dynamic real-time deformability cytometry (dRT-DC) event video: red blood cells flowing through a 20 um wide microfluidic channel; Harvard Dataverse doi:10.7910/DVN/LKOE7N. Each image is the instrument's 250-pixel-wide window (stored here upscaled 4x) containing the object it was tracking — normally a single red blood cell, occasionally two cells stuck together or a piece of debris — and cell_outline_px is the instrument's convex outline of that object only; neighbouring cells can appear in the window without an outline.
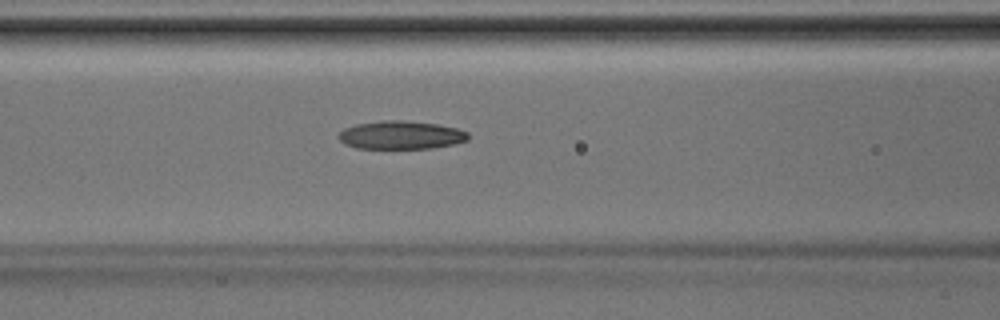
{"species": "Egyptian fruit bat (a non-hibernating species)", "species_latin": "Rousettus aegyptiacus", "temperature_condition": "room temperature", "stored_images_in_passage": 26, "camera_frame_rate_fps": 3000, "um_per_image_px": 0.085, "animal": {"sex": "male"}, "frame": {"image": 1, "passage_image": 6, "time_ms": 1.667, "image_size_px": [1000, 320], "cell_outline_px": [[468, 140], [452, 144], [432, 148], [356, 148], [344, 144], [336, 136], [344, 128], [356, 124], [380, 120], [404, 120], [436, 124], [456, 128], [468, 132]], "centroid_in_image_um": [34.04, 11.47], "position_along_channel_um": 132.6, "area_um2": 21.33}}
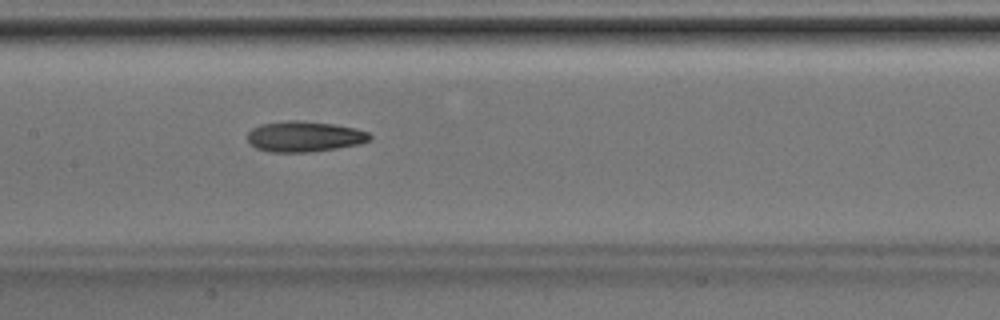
{"frame": {"image": 2, "passage_image": 9, "time_ms": 2.667, "image_size_px": [1000, 320], "cell_outline_px": [[372, 136], [368, 140], [360, 144], [336, 148], [308, 152], [268, 152], [256, 148], [248, 140], [248, 132], [252, 128], [260, 124], [288, 120], [300, 120], [332, 124], [356, 128], [368, 132]], "centroid_in_image_um": [25.86, 11.6], "position_along_channel_um": 181.5, "area_um2": 21.79}}
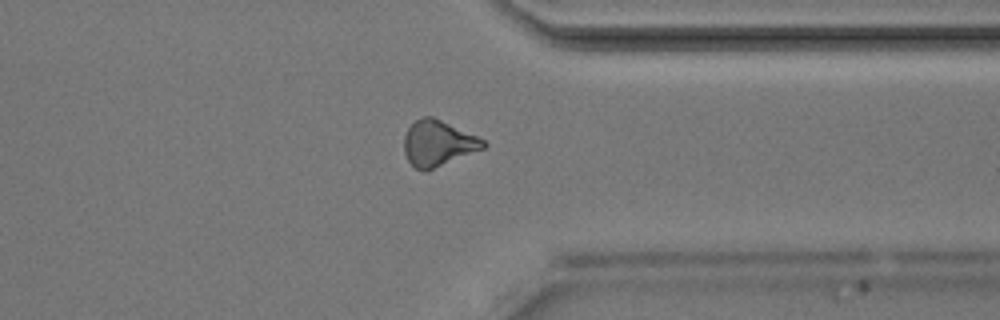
{"frame": {"image": 3, "passage_image": 21, "time_ms": 6.667, "image_size_px": [1000, 320], "cell_outline_px": [[488, 144], [484, 148], [424, 172], [416, 168], [408, 160], [404, 152], [404, 136], [408, 128], [416, 120], [424, 116], [432, 116], [476, 136], [484, 140]], "centroid_in_image_um": [37.21, 12.18], "position_along_channel_um": 374.2, "area_um2": 20.75}}